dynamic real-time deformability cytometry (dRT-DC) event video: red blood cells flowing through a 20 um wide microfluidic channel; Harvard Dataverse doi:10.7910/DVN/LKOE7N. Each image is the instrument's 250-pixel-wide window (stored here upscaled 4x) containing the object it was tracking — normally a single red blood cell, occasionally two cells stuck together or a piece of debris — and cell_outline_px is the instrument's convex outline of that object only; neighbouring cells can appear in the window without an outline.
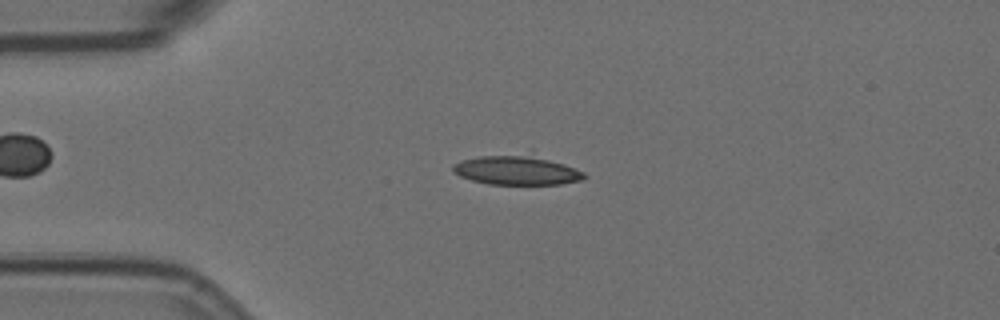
{"species": "Egyptian fruit bat (a non-hibernating species)", "species_latin": "Rousettus aegyptiacus", "temperature_condition": "room temperature", "stored_images_in_passage": 4, "camera_frame_rate_fps": 3000, "um_per_image_px": 0.085, "animal": {"sex": "female"}, "frame": {"image": 1, "passage_image": 3, "time_ms": 0.667, "image_size_px": [1000, 320], "cell_outline_px": [[588, 176], [584, 180], [560, 184], [488, 184], [472, 180], [460, 176], [452, 172], [452, 164], [460, 160], [480, 156], [532, 148], [584, 172]], "centroid_in_image_um": [44.0, 14.36], "position_along_channel_um": 41.0, "area_um2": 24.51}}